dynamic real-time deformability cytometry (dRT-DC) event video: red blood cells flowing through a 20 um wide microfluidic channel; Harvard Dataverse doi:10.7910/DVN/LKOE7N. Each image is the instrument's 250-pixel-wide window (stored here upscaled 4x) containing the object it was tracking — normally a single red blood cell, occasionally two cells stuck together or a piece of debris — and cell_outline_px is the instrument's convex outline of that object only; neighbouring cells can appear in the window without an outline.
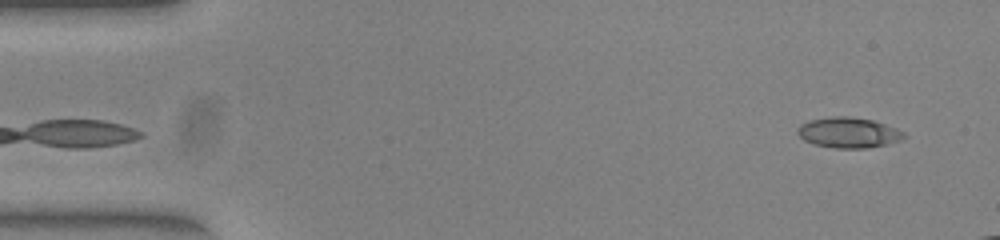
{"species": "common noctule bat (a hibernating species)", "species_latin": "Nyctalus noctula", "temperature_condition": "warm", "stored_images_in_passage": 13, "camera_frame_rate_fps": 3000, "um_per_image_px": 0.085, "animal": {"sex": "female", "body_mass_g": 23.0, "forearm_length_mm": 53.4}, "frame": {"image": 1, "passage_image": 2, "time_ms": 0.333, "image_size_px": [1000, 240], "cell_outline_px": [[908, 136], [900, 140], [888, 144], [868, 148], [836, 148], [812, 144], [804, 140], [796, 132], [796, 128], [800, 124], [808, 120], [832, 116], [848, 116], [872, 120], [896, 128], [904, 132]], "centroid_in_image_um": [72.1, 11.27], "position_along_channel_um": 12.9, "area_um2": 19.07}}